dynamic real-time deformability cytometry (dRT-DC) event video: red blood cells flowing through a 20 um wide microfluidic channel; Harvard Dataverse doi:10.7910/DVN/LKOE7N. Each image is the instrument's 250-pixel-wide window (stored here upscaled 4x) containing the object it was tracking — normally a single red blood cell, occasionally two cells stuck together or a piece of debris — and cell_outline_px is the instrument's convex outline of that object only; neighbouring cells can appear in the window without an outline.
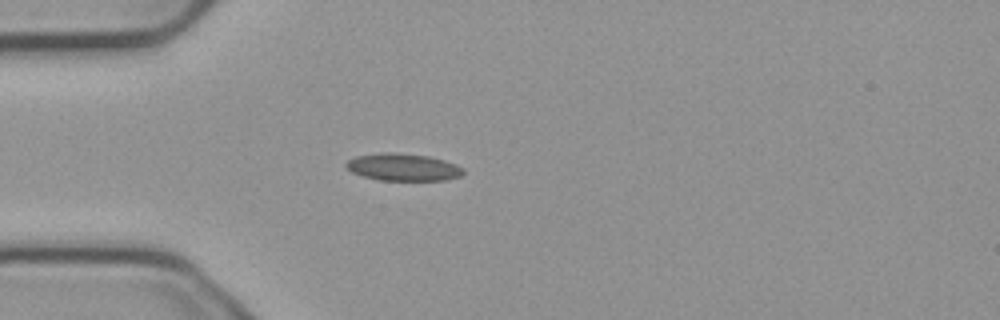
{"species": "common noctule bat (a hibernating species)", "species_latin": "Nyctalus noctula", "temperature_condition": "cold", "stored_images_in_passage": 4, "camera_frame_rate_fps": 3000, "um_per_image_px": 0.085, "animal": {"sex": "male", "body_mass_g": 23.1, "forearm_length_mm": 52.7}, "frame": {"image": 1, "passage_image": 4, "time_ms": 1.0, "image_size_px": [1000, 320], "cell_outline_px": [[464, 172], [460, 176], [444, 180], [380, 180], [364, 176], [352, 172], [344, 164], [348, 160], [356, 156], [388, 152], [392, 152], [428, 156], [444, 160], [456, 164], [464, 168]], "centroid_in_image_um": [34.28, 14.21], "position_along_channel_um": 50.7, "area_um2": 18.44}}